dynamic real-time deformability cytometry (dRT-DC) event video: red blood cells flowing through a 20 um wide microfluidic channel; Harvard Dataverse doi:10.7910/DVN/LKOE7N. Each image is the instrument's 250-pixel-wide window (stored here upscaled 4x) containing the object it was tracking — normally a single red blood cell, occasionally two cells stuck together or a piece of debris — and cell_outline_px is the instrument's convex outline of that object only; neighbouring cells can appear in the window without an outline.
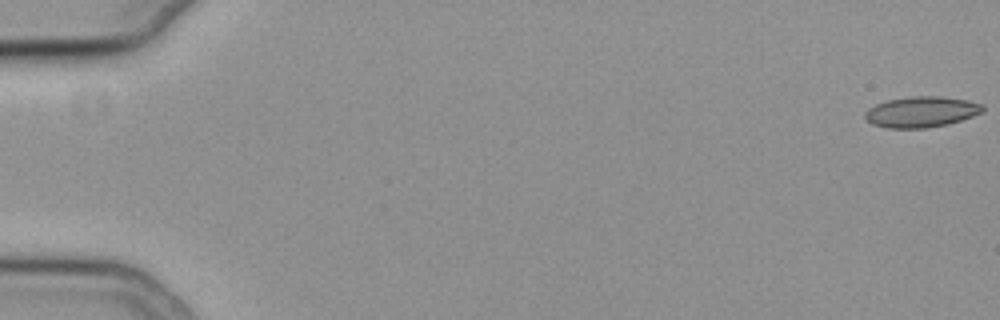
{"species": "common noctule bat (a hibernating species)", "species_latin": "Nyctalus noctula", "temperature_condition": "cold", "stored_images_in_passage": 14, "camera_frame_rate_fps": 3000, "um_per_image_px": 0.085, "animal": {"sex": "female", "body_mass_g": 19.3, "forearm_length_mm": 54.1}, "frame": {"image": 1, "passage_image": 1, "time_ms": 0.0, "image_size_px": [1000, 320], "cell_outline_px": [[984, 108], [980, 112], [972, 116], [960, 120], [928, 128], [888, 128], [872, 124], [864, 116], [864, 112], [868, 108], [876, 104], [888, 100], [912, 96], [940, 96], [968, 100], [980, 104]], "centroid_in_image_um": [78.27, 9.5], "position_along_channel_um": 6.7, "area_um2": 20.87}}